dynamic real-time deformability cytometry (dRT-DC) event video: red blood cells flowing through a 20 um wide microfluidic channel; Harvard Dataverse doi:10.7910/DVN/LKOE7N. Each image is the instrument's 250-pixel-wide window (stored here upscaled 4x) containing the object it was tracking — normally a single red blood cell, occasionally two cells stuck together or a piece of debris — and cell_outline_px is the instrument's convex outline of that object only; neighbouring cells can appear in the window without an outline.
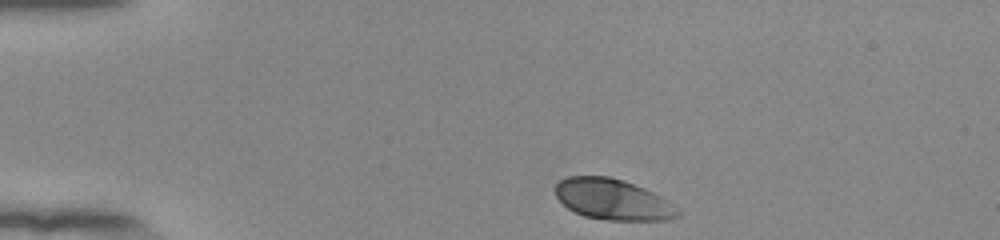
{"species": "human", "species_latin": "Homo sapiens", "temperature_condition": "room temperature", "stored_images_in_passage": 44, "camera_frame_rate_fps": 3000, "um_per_image_px": 0.085, "donor": {"sex": "female"}, "frame": {"image": 1, "passage_image": 1, "time_ms": 0.0, "image_size_px": [1000, 240], "cell_outline_px": [[680, 216], [668, 220], [608, 220], [584, 216], [568, 208], [556, 196], [552, 188], [560, 180], [568, 176], [608, 176], [624, 180], [644, 188], [660, 196], [680, 212]], "centroid_in_image_um": [52.04, 16.94], "position_along_channel_um": 33.0, "area_um2": 29.02}}
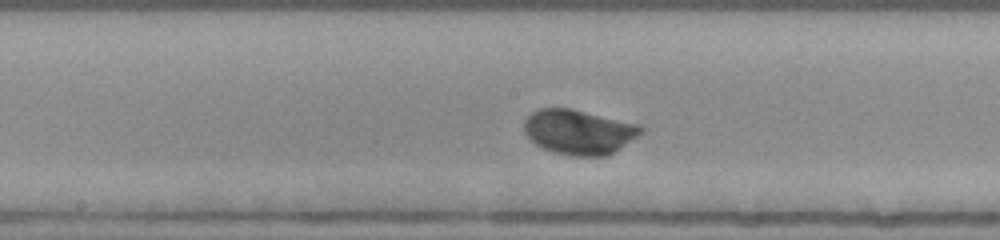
{"frame": {"image": 2, "passage_image": 19, "time_ms": 6.0, "image_size_px": [1000, 240], "cell_outline_px": [[644, 132], [608, 156], [572, 156], [552, 152], [536, 144], [524, 132], [524, 120], [532, 112], [540, 108], [572, 108], [640, 124], [644, 128]], "centroid_in_image_um": [49.23, 11.21], "position_along_channel_um": 199.0, "area_um2": 30.69}}
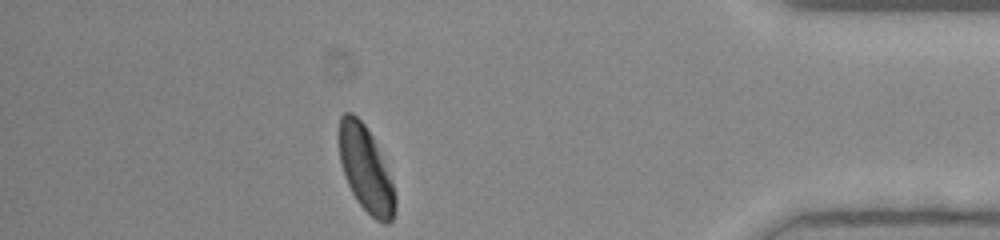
{"frame": {"image": 3, "passage_image": 38, "time_ms": 12.333, "image_size_px": [1000, 240], "cell_outline_px": [[396, 208], [392, 220], [388, 224], [384, 224], [376, 220], [356, 200], [344, 176], [340, 160], [340, 116], [344, 112], [352, 112], [364, 124], [372, 136], [392, 184], [396, 196]], "centroid_in_image_um": [31.08, 14.41], "position_along_channel_um": 404.1, "area_um2": 27.28}, "authors_computed_cell_mechanics": {"area_um2": 29.3913, "velocity_mm_per_s": 3.8198, "shape_relaxation_time_tau1_ms": 2.0323, "shape_relaxation_time_tau2_ms": null, "deformation_change_tau1": 0.1413, "deformation_change_tau2": null}}